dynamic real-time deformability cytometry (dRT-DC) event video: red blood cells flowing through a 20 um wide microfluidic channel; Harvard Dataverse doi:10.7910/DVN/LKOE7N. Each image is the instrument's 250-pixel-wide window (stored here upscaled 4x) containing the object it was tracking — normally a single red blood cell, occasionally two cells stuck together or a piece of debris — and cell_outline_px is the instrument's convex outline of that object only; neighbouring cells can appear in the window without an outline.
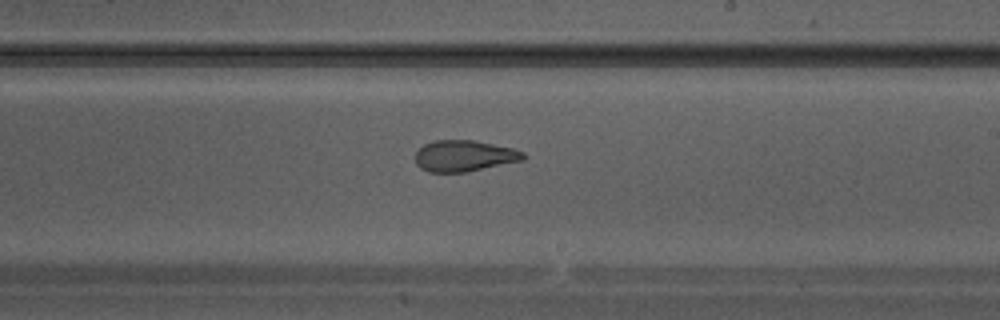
{"species": "Egyptian fruit bat (a non-hibernating species)", "species_latin": "Rousettus aegyptiacus", "temperature_condition": "warm", "stored_images_in_passage": 25, "camera_frame_rate_fps": 3000, "um_per_image_px": 0.085, "animal": {"sex": "male"}, "frame": {"image": 1, "passage_image": 17, "time_ms": 5.333, "image_size_px": [1000, 320], "cell_outline_px": [[524, 160], [468, 172], [428, 172], [420, 168], [416, 164], [416, 152], [424, 144], [436, 140], [472, 140], [512, 148], [524, 152]], "centroid_in_image_um": [39.45, 13.26], "position_along_channel_um": 249.6, "area_um2": 19.59}}